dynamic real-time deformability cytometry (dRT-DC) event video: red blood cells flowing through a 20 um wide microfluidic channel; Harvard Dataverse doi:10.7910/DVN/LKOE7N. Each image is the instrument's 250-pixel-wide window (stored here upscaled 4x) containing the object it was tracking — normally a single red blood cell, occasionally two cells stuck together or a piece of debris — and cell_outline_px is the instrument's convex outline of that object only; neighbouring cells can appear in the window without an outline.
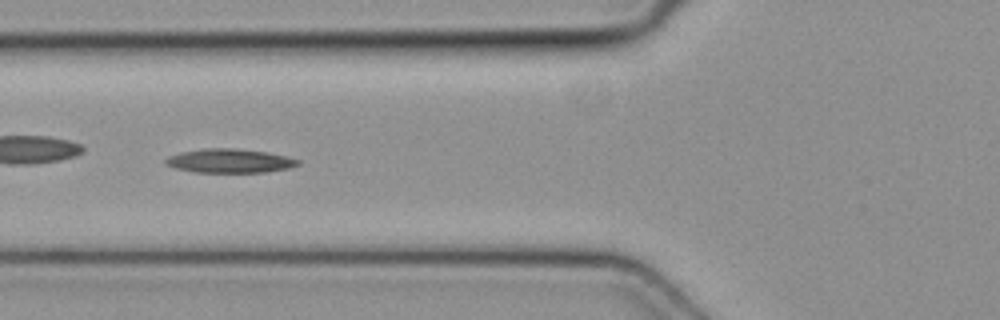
{"species": "common noctule bat (a hibernating species)", "species_latin": "Nyctalus noctula", "temperature_condition": "cold", "stored_images_in_passage": 45, "camera_frame_rate_fps": 3000, "um_per_image_px": 0.085, "animal": {"sex": "female", "body_mass_g": 19.3, "forearm_length_mm": 54.1}, "frame": {"image": 1, "passage_image": 14, "time_ms": 4.333, "image_size_px": [1000, 320], "cell_outline_px": [[300, 164], [288, 168], [264, 172], [192, 172], [176, 168], [164, 164], [164, 160], [168, 156], [180, 152], [204, 148], [232, 148], [268, 152], [300, 160]], "centroid_in_image_um": [19.47, 13.67], "position_along_channel_um": 106.3, "area_um2": 18.44}}
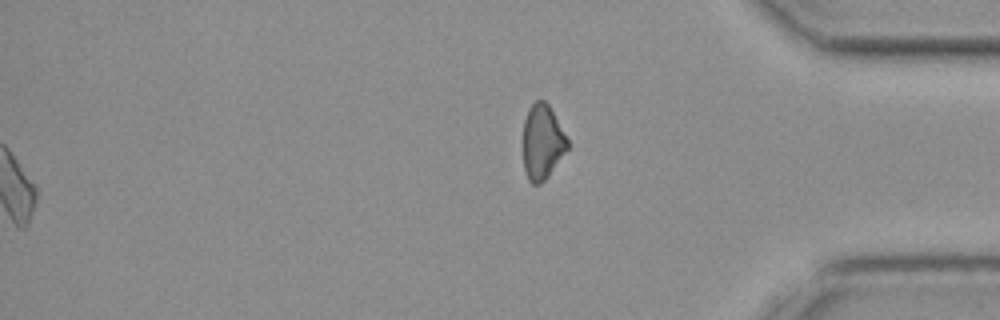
{"frame": {"image": 2, "passage_image": 45, "time_ms": 14.667, "image_size_px": [1000, 320], "cell_outline_px": [[568, 148], [544, 180], [540, 184], [532, 184], [528, 180], [524, 168], [524, 120], [528, 108], [536, 100], [544, 100], [548, 104], [568, 140]], "centroid_in_image_um": [46.08, 12.06], "position_along_channel_um": 389.1, "area_um2": 18.96}}